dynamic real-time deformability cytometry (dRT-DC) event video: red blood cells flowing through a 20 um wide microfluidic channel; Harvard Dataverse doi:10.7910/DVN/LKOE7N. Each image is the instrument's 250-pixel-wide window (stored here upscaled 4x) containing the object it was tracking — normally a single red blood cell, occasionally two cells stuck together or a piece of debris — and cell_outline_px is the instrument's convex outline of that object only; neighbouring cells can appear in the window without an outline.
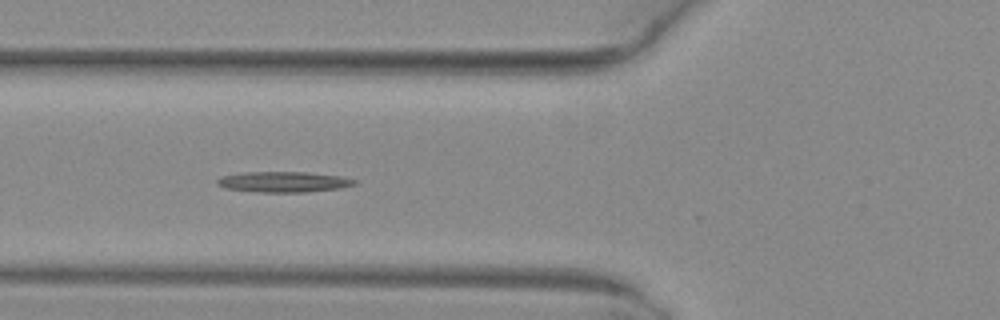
{"species": "common noctule bat (a hibernating species)", "species_latin": "Nyctalus noctula", "temperature_condition": "warm", "stored_images_in_passage": 6, "camera_frame_rate_fps": 3000, "um_per_image_px": 0.085, "animal": {"sex": "female", "body_mass_g": 29.2, "forearm_length_mm": 56.3}, "frame": {"image": 1, "passage_image": 5, "time_ms": 1.333, "image_size_px": [1000, 320], "cell_outline_px": [[356, 184], [344, 188], [304, 192], [260, 192], [224, 188], [216, 184], [216, 180], [220, 176], [244, 172], [304, 172], [340, 176], [356, 180]], "centroid_in_image_um": [24.08, 15.46], "position_along_channel_um": 101.7, "area_um2": 16.53}}